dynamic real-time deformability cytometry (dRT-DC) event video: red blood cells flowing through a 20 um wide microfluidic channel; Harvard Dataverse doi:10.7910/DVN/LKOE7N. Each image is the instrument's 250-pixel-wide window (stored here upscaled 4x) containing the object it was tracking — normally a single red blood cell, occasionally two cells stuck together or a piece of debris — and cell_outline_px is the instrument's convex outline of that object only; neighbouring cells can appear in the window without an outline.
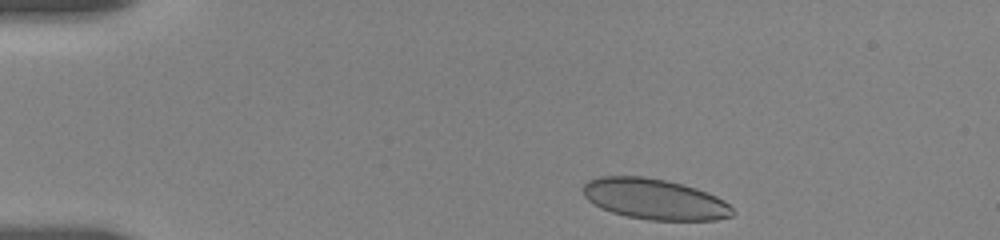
{"species": "human", "species_latin": "Homo sapiens", "temperature_condition": "room temperature", "stored_images_in_passage": 5, "camera_frame_rate_fps": 3000, "um_per_image_px": 0.085, "donor": {"sex": "female"}, "frame": {"image": 1, "passage_image": 1, "time_ms": 0.0, "image_size_px": [1000, 240], "cell_outline_px": [[736, 212], [732, 216], [716, 220], [648, 220], [628, 216], [612, 212], [600, 208], [588, 200], [584, 196], [580, 188], [588, 180], [600, 176], [644, 176], [664, 180], [696, 188], [716, 196], [724, 200]], "centroid_in_image_um": [55.61, 16.92], "position_along_channel_um": 29.4, "area_um2": 35.55}}
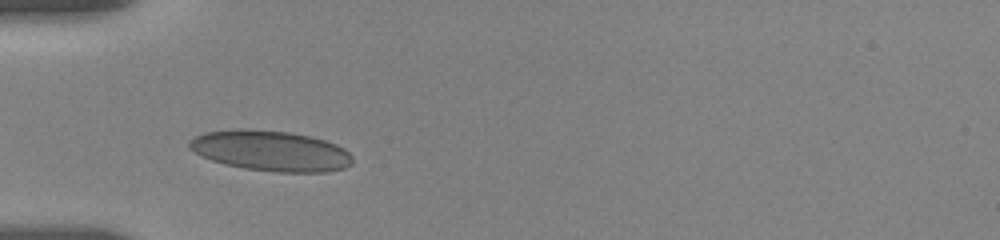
{"frame": {"image": 2, "passage_image": 4, "time_ms": 2.667, "image_size_px": [1000, 240], "cell_outline_px": [[352, 164], [344, 168], [328, 172], [276, 172], [244, 168], [224, 164], [212, 160], [188, 148], [188, 140], [204, 132], [240, 128], [248, 128], [288, 132], [308, 136], [324, 140], [336, 144], [344, 148], [352, 156]], "centroid_in_image_um": [23.01, 12.81], "position_along_channel_um": 62.0, "area_um2": 38.55}}
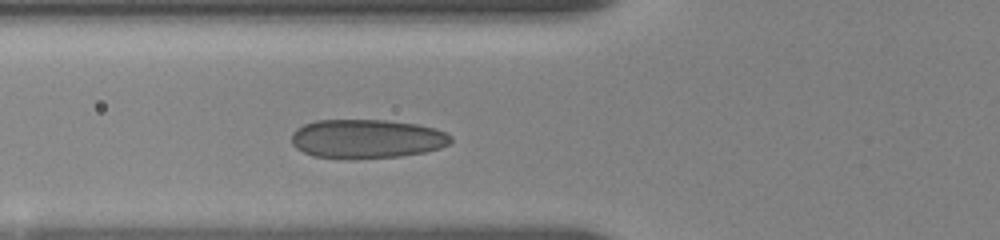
{"frame": {"image": 3, "passage_image": 5, "time_ms": 3.667, "image_size_px": [1000, 240], "cell_outline_px": [[452, 140], [448, 144], [440, 148], [424, 152], [400, 156], [348, 160], [312, 156], [296, 148], [292, 144], [292, 132], [296, 128], [304, 124], [316, 120], [384, 120], [416, 124], [436, 128], [452, 136]], "centroid_in_image_um": [31.14, 11.81], "position_along_channel_um": 94.7, "area_um2": 36.59}}